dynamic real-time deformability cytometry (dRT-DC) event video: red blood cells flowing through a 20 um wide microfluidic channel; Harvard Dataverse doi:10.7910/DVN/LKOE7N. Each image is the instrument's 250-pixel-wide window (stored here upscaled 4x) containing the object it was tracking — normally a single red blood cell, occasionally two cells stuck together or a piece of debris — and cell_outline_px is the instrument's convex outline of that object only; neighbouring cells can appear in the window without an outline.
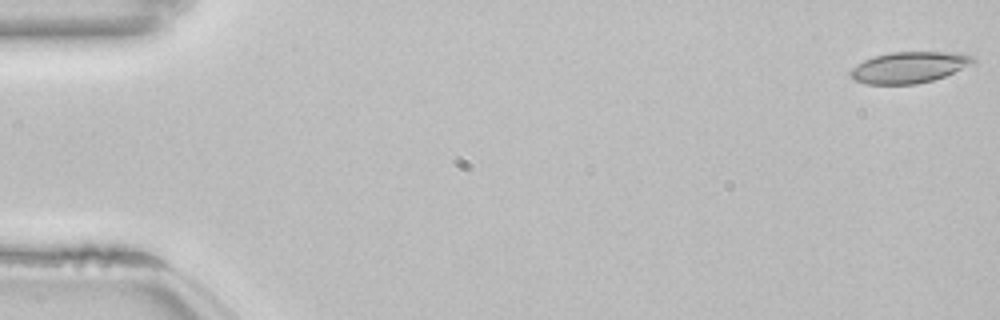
{"species": "common noctule bat (a hibernating species)", "species_latin": "Nyctalus noctula", "temperature_condition": "room temperature", "stored_images_in_passage": 54, "camera_frame_rate_fps": 3000, "um_per_image_px": 0.085, "animal": {"sex": "female", "body_mass_g": 22.7, "forearm_length_mm": 54.2}, "frame": {"image": 1, "passage_image": 1, "time_ms": 0.0, "image_size_px": [1000, 320], "cell_outline_px": [[976, 60], [972, 64], [944, 76], [932, 80], [916, 84], [868, 84], [856, 80], [848, 76], [848, 72], [852, 68], [864, 60], [872, 56], [888, 52], [960, 52], [972, 56]], "centroid_in_image_um": [77.25, 5.71], "position_along_channel_um": 7.7, "area_um2": 22.37}}
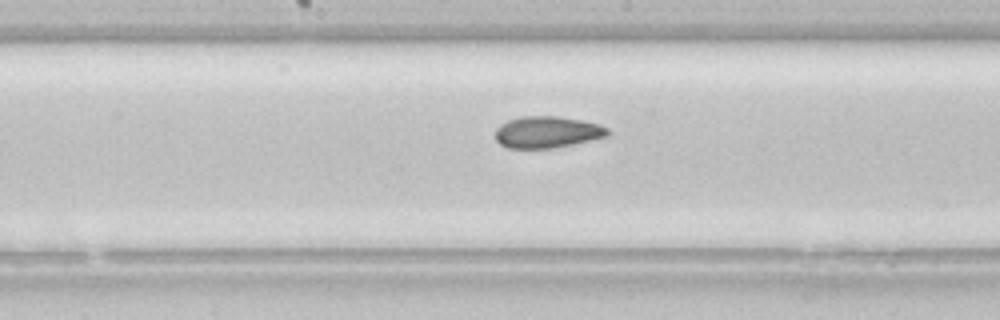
{"frame": {"image": 2, "passage_image": 28, "time_ms": 9.0, "image_size_px": [1000, 320], "cell_outline_px": [[608, 136], [572, 144], [552, 148], [508, 148], [500, 144], [496, 140], [496, 128], [500, 124], [508, 120], [524, 116], [560, 116], [600, 124], [608, 128]], "centroid_in_image_um": [46.5, 11.22], "position_along_channel_um": 201.7, "area_um2": 20.63}}
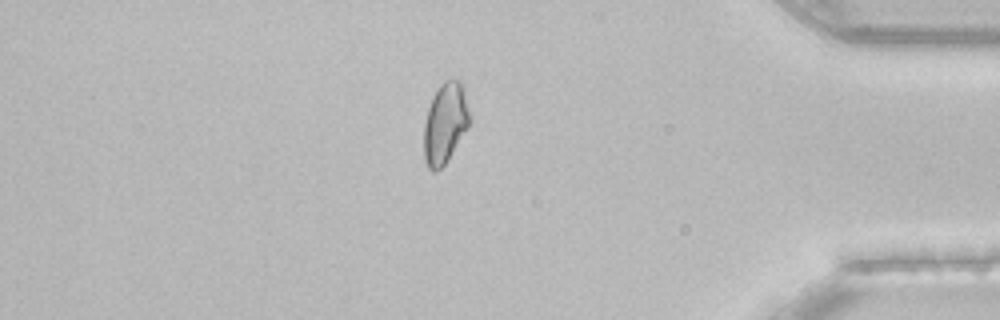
{"frame": {"image": 3, "passage_image": 46, "time_ms": 15.0, "image_size_px": [1000, 320], "cell_outline_px": [[472, 120], [468, 128], [448, 160], [436, 172], [432, 172], [428, 168], [424, 160], [424, 120], [432, 96], [440, 84], [444, 80], [460, 80], [464, 88], [472, 116]], "centroid_in_image_um": [37.86, 10.46], "position_along_channel_um": 397.3, "area_um2": 22.02}, "authors_computed_cell_mechanics": {"area_um2": 21.9929, "velocity_mm_per_s": 3.8421, "shape_relaxation_time_tau1_ms": null, "shape_relaxation_time_tau2_ms": 1.7658, "deformation_change_tau1": null, "deformation_change_tau2": 0.0642}}